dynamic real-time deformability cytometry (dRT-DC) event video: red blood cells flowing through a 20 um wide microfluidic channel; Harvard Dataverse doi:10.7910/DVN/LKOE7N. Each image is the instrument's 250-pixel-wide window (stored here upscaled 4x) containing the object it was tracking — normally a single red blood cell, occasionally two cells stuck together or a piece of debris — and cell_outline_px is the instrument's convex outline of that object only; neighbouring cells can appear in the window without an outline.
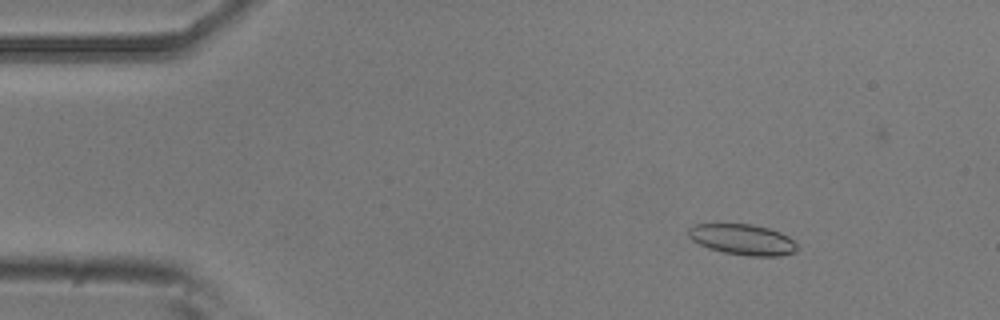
{"species": "common noctule bat (a hibernating species)", "species_latin": "Nyctalus noctula", "temperature_condition": "room temperature", "stored_images_in_passage": 5, "camera_frame_rate_fps": 3000, "um_per_image_px": 0.085, "animal": {"sex": "male", "body_mass_g": 20.5, "forearm_length_mm": 52.5}, "frame": {"image": 1, "passage_image": 1, "time_ms": 0.0, "image_size_px": [1000, 320], "cell_outline_px": [[796, 252], [780, 256], [752, 256], [724, 252], [708, 248], [692, 240], [688, 236], [688, 228], [692, 224], [752, 224], [768, 228], [780, 232], [788, 236], [796, 244]], "centroid_in_image_um": [63.1, 20.35], "position_along_channel_um": 21.9, "area_um2": 19.42}}
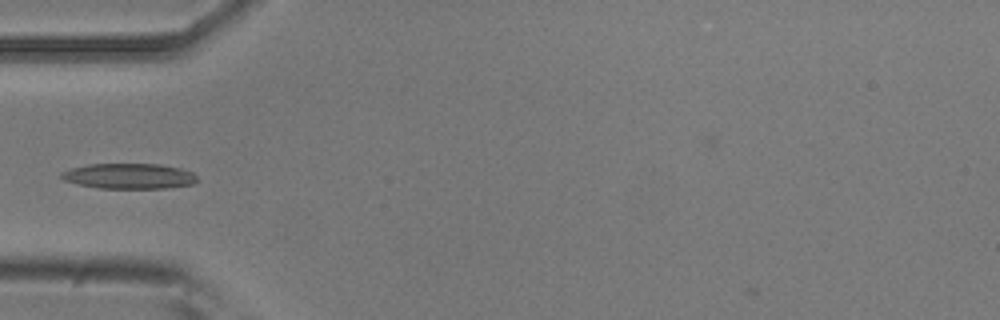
{"frame": {"image": 2, "passage_image": 4, "time_ms": 1.0, "image_size_px": [1000, 320], "cell_outline_px": [[196, 180], [192, 184], [168, 188], [100, 188], [80, 184], [64, 180], [60, 176], [60, 172], [72, 168], [88, 164], [160, 164], [180, 168], [192, 172], [196, 176]], "centroid_in_image_um": [10.97, 14.96], "position_along_channel_um": 74.0, "area_um2": 19.94}}
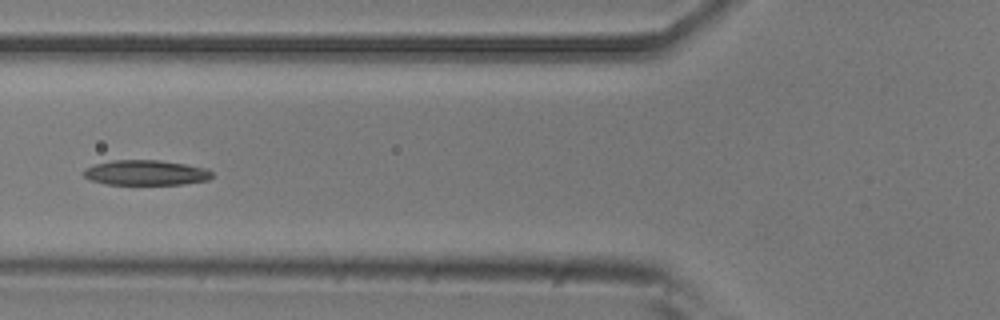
{"frame": {"image": 3, "passage_image": 5, "time_ms": 1.333, "image_size_px": [1000, 320], "cell_outline_px": [[212, 176], [208, 180], [180, 184], [104, 184], [88, 180], [84, 176], [84, 168], [96, 164], [112, 160], [160, 160], [208, 168], [212, 172]], "centroid_in_image_um": [12.37, 14.68], "position_along_channel_um": 113.4, "area_um2": 18.79}}